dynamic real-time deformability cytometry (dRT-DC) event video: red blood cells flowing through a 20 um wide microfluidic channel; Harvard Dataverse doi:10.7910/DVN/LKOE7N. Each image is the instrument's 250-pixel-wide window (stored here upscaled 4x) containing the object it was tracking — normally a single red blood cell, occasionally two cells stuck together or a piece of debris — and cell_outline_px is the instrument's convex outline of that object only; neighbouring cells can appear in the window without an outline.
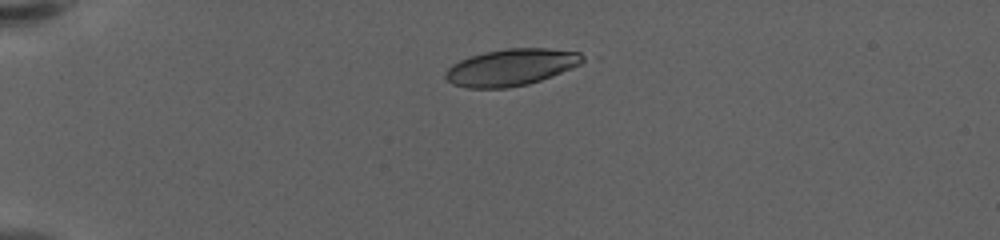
{"species": "human", "species_latin": "Homo sapiens", "temperature_condition": "warm", "stored_images_in_passage": 10, "camera_frame_rate_fps": 3000, "um_per_image_px": 0.085, "donor": {"sex": "female"}, "frame": {"image": 1, "passage_image": 1, "time_ms": 0.0, "image_size_px": [1000, 240], "cell_outline_px": [[588, 60], [572, 68], [552, 76], [528, 84], [508, 88], [468, 88], [452, 84], [444, 76], [444, 72], [452, 64], [468, 56], [484, 52], [508, 48], [544, 48], [580, 52], [588, 56]], "centroid_in_image_um": [43.47, 5.71], "position_along_channel_um": 41.5, "area_um2": 29.71}}
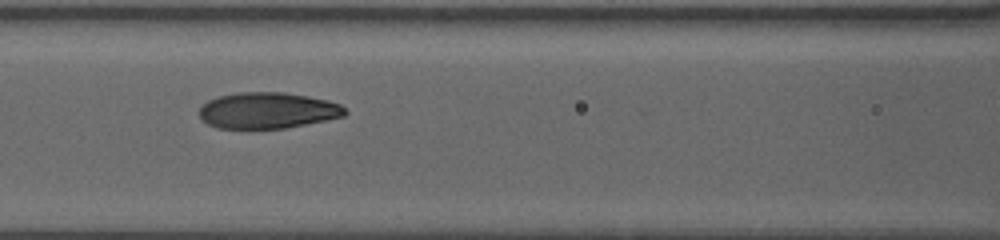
{"frame": {"image": 2, "passage_image": 7, "time_ms": 2.0, "image_size_px": [1000, 240], "cell_outline_px": [[348, 112], [344, 116], [328, 120], [284, 128], [216, 128], [200, 120], [200, 108], [208, 100], [216, 96], [236, 92], [284, 92], [308, 96], [328, 100], [340, 104]], "centroid_in_image_um": [22.74, 9.38], "position_along_channel_um": 143.9, "area_um2": 30.87}}
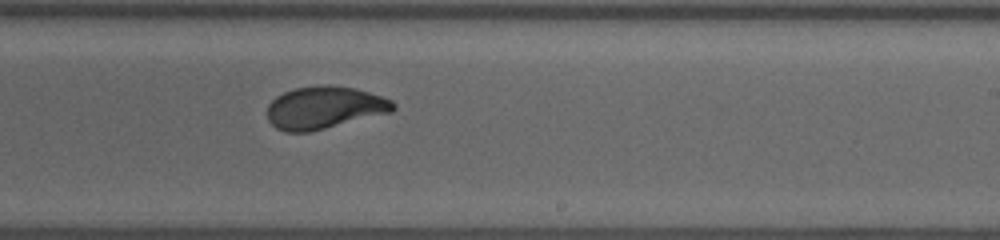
{"frame": {"image": 3, "passage_image": 10, "time_ms": 3.0, "image_size_px": [1000, 240], "cell_outline_px": [[396, 108], [392, 112], [308, 132], [284, 132], [276, 128], [268, 120], [268, 104], [276, 96], [284, 92], [296, 88], [320, 84], [324, 84], [356, 88], [392, 100], [396, 104]], "centroid_in_image_um": [27.57, 9.14], "position_along_channel_um": 261.4, "area_um2": 31.15}}